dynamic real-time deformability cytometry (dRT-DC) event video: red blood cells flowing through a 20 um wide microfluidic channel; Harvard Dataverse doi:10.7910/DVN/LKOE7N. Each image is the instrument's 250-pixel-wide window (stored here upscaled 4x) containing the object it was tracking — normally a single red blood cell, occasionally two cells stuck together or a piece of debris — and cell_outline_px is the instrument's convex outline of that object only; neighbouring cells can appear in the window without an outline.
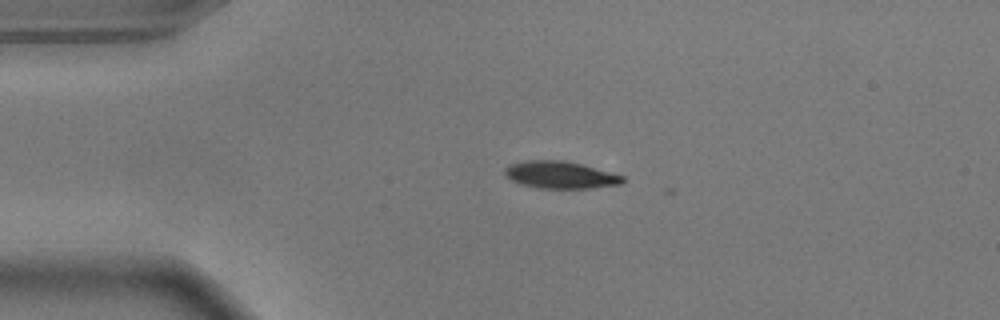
{"species": "common noctule bat (a hibernating species)", "species_latin": "Nyctalus noctula", "temperature_condition": "warm", "stored_images_in_passage": 2, "camera_frame_rate_fps": 3000, "um_per_image_px": 0.085, "animal": {"sex": "male", "body_mass_g": 17.9}, "frame": {"image": 1, "passage_image": 1, "time_ms": 0.0, "image_size_px": [1000, 320], "cell_outline_px": [[624, 184], [588, 188], [540, 188], [520, 184], [504, 176], [504, 168], [512, 164], [524, 160], [564, 160], [580, 164], [624, 176]], "centroid_in_image_um": [47.6, 14.86], "position_along_channel_um": 37.4, "area_um2": 18.61}}